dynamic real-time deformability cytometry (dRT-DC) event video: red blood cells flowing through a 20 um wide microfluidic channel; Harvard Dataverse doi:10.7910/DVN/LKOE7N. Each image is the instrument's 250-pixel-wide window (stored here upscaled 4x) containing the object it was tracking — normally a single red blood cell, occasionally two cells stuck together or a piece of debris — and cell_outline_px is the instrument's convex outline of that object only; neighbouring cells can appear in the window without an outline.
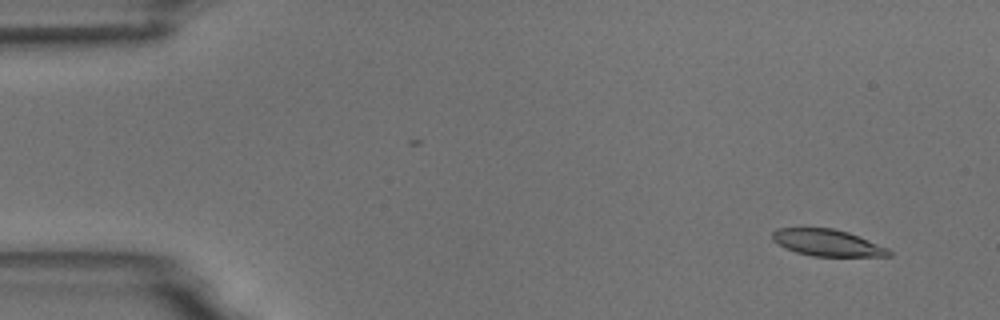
{"species": "common noctule bat (a hibernating species)", "species_latin": "Nyctalus noctula", "temperature_condition": "room temperature", "stored_images_in_passage": 6, "segment_of_instrument_passage": [1, 2], "camera_frame_rate_fps": 3000, "um_per_image_px": 0.085, "animal": {"sex": "male", "body_mass_g": 18.8}, "frame": {"image": 1, "passage_image": 2, "time_ms": 1.0, "image_size_px": [1000, 320], "cell_outline_px": [[892, 256], [812, 256], [796, 252], [784, 248], [772, 240], [772, 232], [776, 228], [832, 228], [848, 232], [888, 248], [892, 252]], "centroid_in_image_um": [70.3, 20.63], "position_along_channel_um": 14.7, "area_um2": 18.09}}
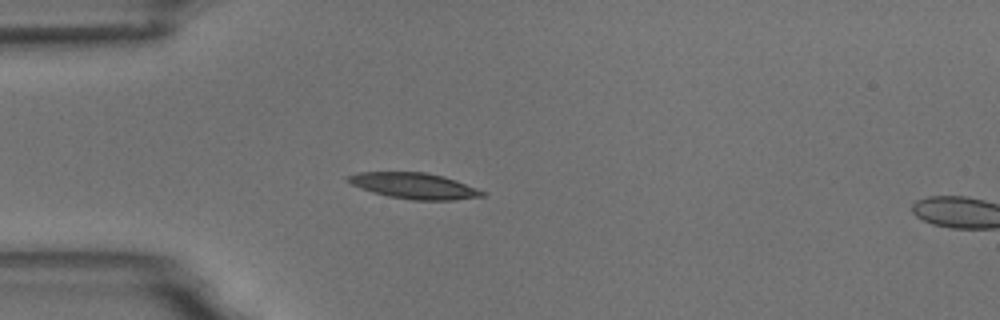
{"frame": {"image": 2, "passage_image": 5, "time_ms": 4.667, "image_size_px": [1000, 320], "cell_outline_px": [[488, 196], [452, 200], [412, 200], [388, 196], [372, 192], [360, 188], [352, 184], [344, 176], [360, 172], [428, 172], [444, 176], [456, 180], [488, 192]], "centroid_in_image_um": [35.26, 15.8], "position_along_channel_um": 49.7, "area_um2": 20.52}}